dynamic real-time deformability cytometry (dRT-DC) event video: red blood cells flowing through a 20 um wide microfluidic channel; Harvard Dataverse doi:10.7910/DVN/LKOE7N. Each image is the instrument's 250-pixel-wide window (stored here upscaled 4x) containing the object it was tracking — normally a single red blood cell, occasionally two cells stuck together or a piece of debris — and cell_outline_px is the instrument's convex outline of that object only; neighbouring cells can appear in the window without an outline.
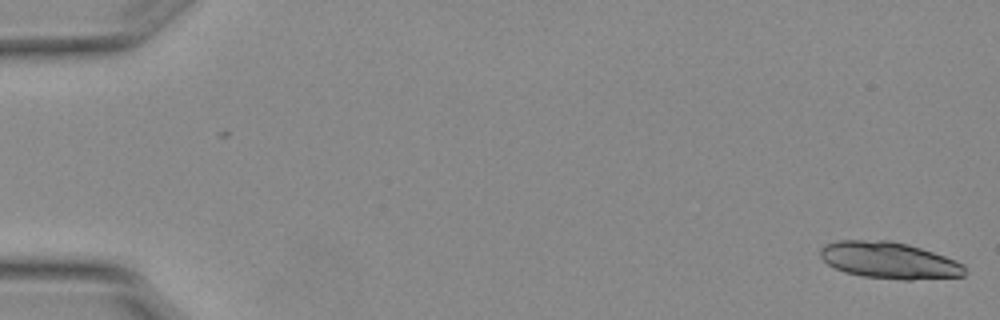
{"species": "Egyptian fruit bat (a non-hibernating species)", "species_latin": "Rousettus aegyptiacus", "temperature_condition": "warm", "stored_images_in_passage": 6, "camera_frame_rate_fps": 3000, "um_per_image_px": 0.085, "animal": {"sex": "female"}, "frame": {"image": 1, "passage_image": 1, "time_ms": 0.0, "image_size_px": [1000, 320], "cell_outline_px": [[968, 272], [964, 276], [912, 280], [900, 280], [864, 276], [844, 272], [828, 264], [820, 256], [820, 248], [824, 244], [836, 240], [888, 240], [908, 244], [956, 260], [964, 264]], "centroid_in_image_um": [75.59, 22.13], "position_along_channel_um": 9.4, "area_um2": 31.04}}